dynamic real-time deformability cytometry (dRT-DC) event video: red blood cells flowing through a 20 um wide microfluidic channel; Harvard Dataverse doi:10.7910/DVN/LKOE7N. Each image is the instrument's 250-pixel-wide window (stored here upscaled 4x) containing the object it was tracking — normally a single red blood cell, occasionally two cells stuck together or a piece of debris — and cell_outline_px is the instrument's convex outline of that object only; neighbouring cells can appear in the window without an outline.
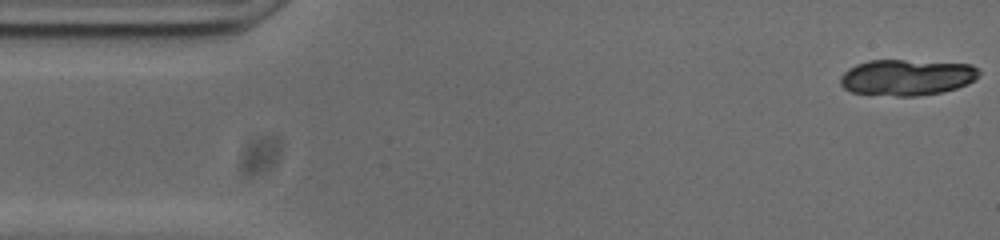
{"species": "common noctule bat (a hibernating species)", "species_latin": "Nyctalus noctula", "temperature_condition": "cold", "stored_images_in_passage": 15, "camera_frame_rate_fps": 3000, "um_per_image_px": 0.085, "animal": {"sex": "male", "body_mass_g": 20.0, "forearm_length_mm": 53.3}, "frame": {"image": 1, "passage_image": 1, "time_ms": 0.0, "image_size_px": [1000, 240], "cell_outline_px": [[980, 76], [968, 84], [956, 88], [940, 92], [916, 96], [896, 96], [852, 92], [844, 88], [840, 84], [840, 76], [848, 68], [856, 64], [868, 60], [904, 60], [972, 64], [980, 72]], "centroid_in_image_um": [77.07, 6.57], "position_along_channel_um": 7.9, "area_um2": 29.19}}